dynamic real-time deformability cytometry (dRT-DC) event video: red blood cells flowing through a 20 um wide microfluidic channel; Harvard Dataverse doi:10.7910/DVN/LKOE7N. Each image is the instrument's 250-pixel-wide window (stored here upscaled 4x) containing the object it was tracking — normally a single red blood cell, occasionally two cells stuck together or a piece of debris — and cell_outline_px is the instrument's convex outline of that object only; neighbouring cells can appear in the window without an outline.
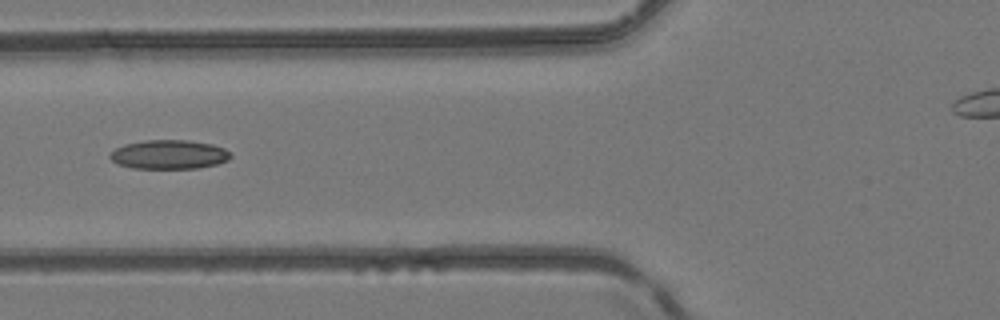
{"species": "common noctule bat (a hibernating species)", "species_latin": "Nyctalus noctula", "temperature_condition": "room temperature", "stored_images_in_passage": 6, "camera_frame_rate_fps": 3000, "um_per_image_px": 0.085, "animal": {"sex": "female", "body_mass_g": 24.6, "forearm_length_mm": 56.2}, "frame": {"image": 1, "passage_image": 5, "time_ms": 1.333, "image_size_px": [1000, 320], "cell_outline_px": [[232, 156], [228, 160], [216, 164], [200, 168], [132, 168], [116, 164], [108, 156], [116, 148], [124, 144], [144, 140], [188, 140], [212, 144], [224, 148], [232, 152]], "centroid_in_image_um": [14.38, 13.13], "position_along_channel_um": 111.4, "area_um2": 20.58}}
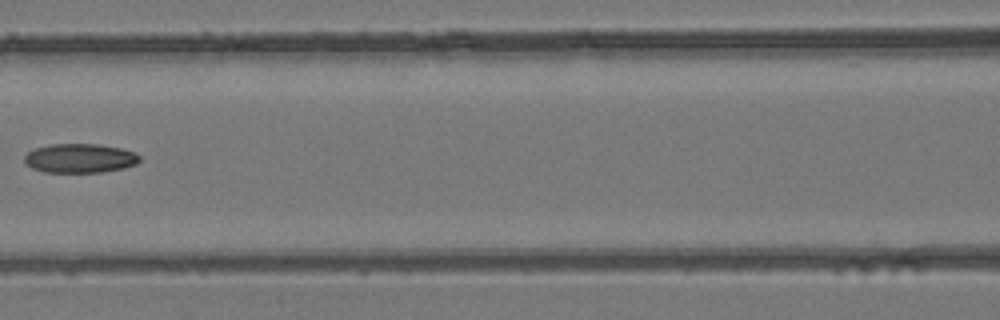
{"frame": {"image": 2, "passage_image": 6, "time_ms": 1.667, "image_size_px": [1000, 320], "cell_outline_px": [[140, 160], [136, 164], [124, 168], [100, 172], [44, 172], [32, 168], [24, 160], [24, 156], [28, 152], [36, 148], [52, 144], [96, 144], [120, 148], [136, 152], [140, 156]], "centroid_in_image_um": [6.81, 13.45], "position_along_channel_um": 159.8, "area_um2": 19.48}}